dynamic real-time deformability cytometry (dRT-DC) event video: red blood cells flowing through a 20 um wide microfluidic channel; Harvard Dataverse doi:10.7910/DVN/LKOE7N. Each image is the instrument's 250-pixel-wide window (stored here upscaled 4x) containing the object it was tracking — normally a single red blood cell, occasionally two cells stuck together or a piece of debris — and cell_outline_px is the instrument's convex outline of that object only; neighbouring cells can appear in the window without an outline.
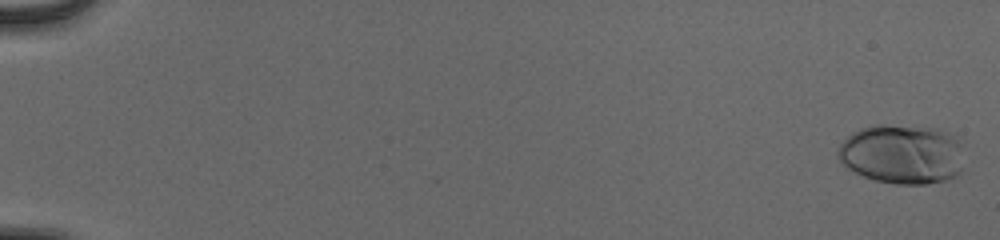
{"species": "human", "species_latin": "Homo sapiens", "temperature_condition": "cold", "stored_images_in_passage": 56, "camera_frame_rate_fps": 3000, "um_per_image_px": 0.085, "donor": {"sex": "male"}, "frame": {"image": 1, "passage_image": 2, "time_ms": 0.333, "image_size_px": [1000, 240], "cell_outline_px": [[960, 172], [956, 176], [948, 180], [928, 184], [896, 184], [876, 180], [864, 176], [848, 168], [840, 160], [836, 152], [840, 144], [852, 132], [860, 128], [876, 124], [884, 124], [936, 128], [956, 132], [960, 136]], "centroid_in_image_um": [76.7, 13.07], "position_along_channel_um": 8.3, "area_um2": 44.27}}
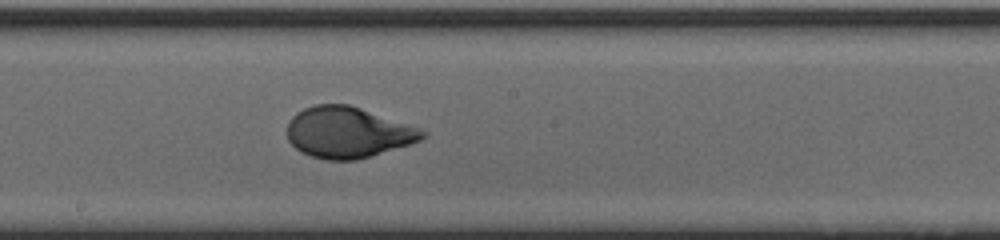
{"frame": {"image": 2, "passage_image": 34, "time_ms": 11.0, "image_size_px": [1000, 240], "cell_outline_px": [[428, 136], [420, 140], [408, 144], [356, 160], [328, 160], [312, 156], [300, 152], [288, 140], [288, 120], [296, 112], [304, 108], [316, 104], [348, 104], [420, 128], [428, 132]], "centroid_in_image_um": [29.54, 11.25], "position_along_channel_um": 218.7, "area_um2": 39.88}}
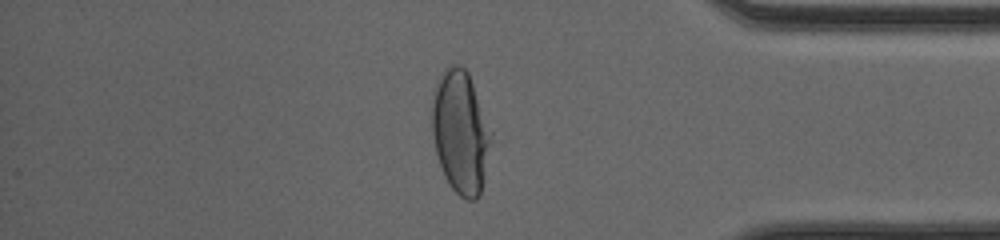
{"frame": {"image": 3, "passage_image": 49, "time_ms": 16.0, "image_size_px": [1000, 240], "cell_outline_px": [[492, 132], [480, 196], [476, 200], [468, 200], [460, 196], [452, 188], [444, 176], [436, 152], [432, 136], [432, 104], [436, 84], [444, 68], [452, 64], [460, 64], [468, 72]], "centroid_in_image_um": [39.13, 11.21], "position_along_channel_um": 396.1, "area_um2": 41.96}, "authors_computed_cell_mechanics": {"area_um2": 40.5756, "velocity_mm_per_s": 3.8938, "shape_relaxation_time_tau1_ms": 3.5088, "shape_relaxation_time_tau2_ms": null, "deformation_change_tau1": 0.1848, "deformation_change_tau2": null}}